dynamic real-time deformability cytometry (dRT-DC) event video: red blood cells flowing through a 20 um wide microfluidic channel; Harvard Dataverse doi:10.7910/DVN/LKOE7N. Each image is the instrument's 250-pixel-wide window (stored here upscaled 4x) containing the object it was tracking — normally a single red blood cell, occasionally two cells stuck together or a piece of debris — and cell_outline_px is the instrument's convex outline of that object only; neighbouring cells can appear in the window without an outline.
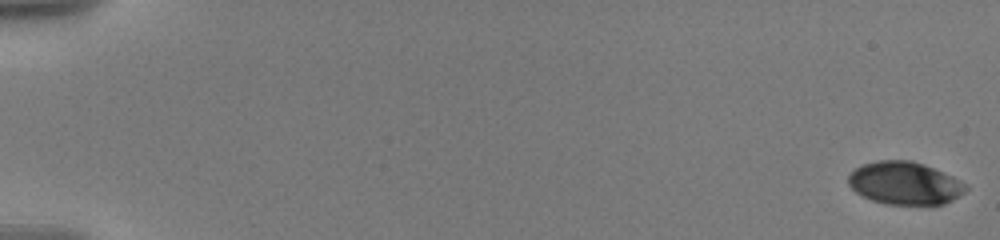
{"species": "human", "species_latin": "Homo sapiens", "temperature_condition": "warm", "stored_images_in_passage": 51, "camera_frame_rate_fps": 3000, "um_per_image_px": 0.085, "donor": {"sex": "male"}, "frame": {"image": 1, "passage_image": 1, "time_ms": 0.0, "image_size_px": [1000, 240], "cell_outline_px": [[968, 188], [964, 192], [952, 200], [944, 204], [888, 204], [872, 200], [856, 192], [848, 184], [848, 176], [856, 168], [864, 164], [876, 160], [912, 160], [924, 164], [952, 176], [960, 180]], "centroid_in_image_um": [76.9, 15.56], "position_along_channel_um": 8.1, "area_um2": 29.02}}
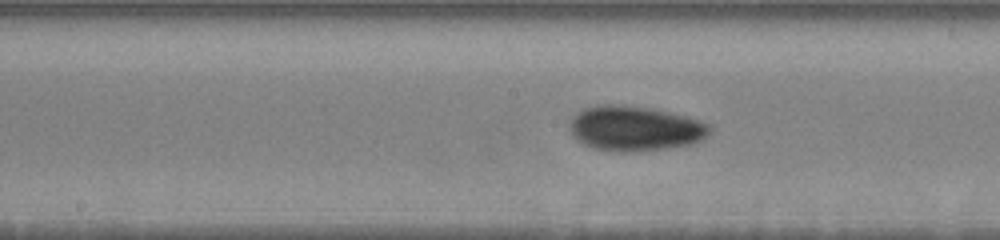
{"frame": {"image": 2, "passage_image": 31, "time_ms": 10.333, "image_size_px": [1000, 240], "cell_outline_px": [[712, 132], [700, 140], [692, 144], [664, 148], [596, 148], [584, 144], [572, 136], [568, 128], [572, 116], [576, 112], [584, 108], [596, 104], [624, 104], [652, 108], [688, 116], [712, 124]], "centroid_in_image_um": [53.99, 10.83], "position_along_channel_um": 194.2, "area_um2": 36.07}}
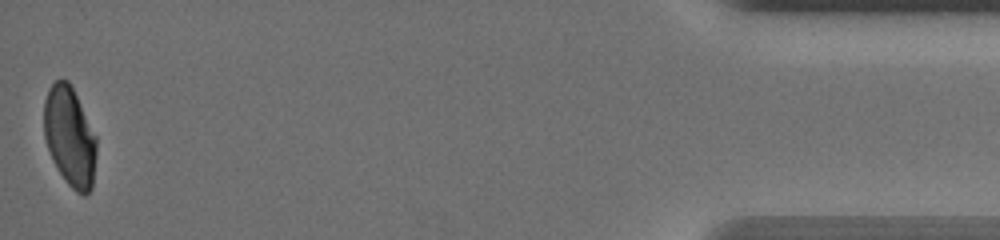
{"frame": {"image": 3, "passage_image": 51, "time_ms": 19.0, "image_size_px": [1000, 240], "cell_outline_px": [[96, 156], [92, 188], [84, 196], [76, 192], [68, 184], [52, 160], [44, 136], [44, 100], [48, 88], [56, 80], [68, 80], [96, 136]], "centroid_in_image_um": [5.92, 11.63], "position_along_channel_um": 429.3, "area_um2": 30.23}, "authors_computed_cell_mechanics": {"area_um2": 32.8882, "velocity_mm_per_s": 3.5984, "shape_relaxation_time_tau1_ms": 3.4568, "shape_relaxation_time_tau2_ms": 2.1956, "deformation_change_tau1": 0.1357, "deformation_change_tau2": 0.0553}}